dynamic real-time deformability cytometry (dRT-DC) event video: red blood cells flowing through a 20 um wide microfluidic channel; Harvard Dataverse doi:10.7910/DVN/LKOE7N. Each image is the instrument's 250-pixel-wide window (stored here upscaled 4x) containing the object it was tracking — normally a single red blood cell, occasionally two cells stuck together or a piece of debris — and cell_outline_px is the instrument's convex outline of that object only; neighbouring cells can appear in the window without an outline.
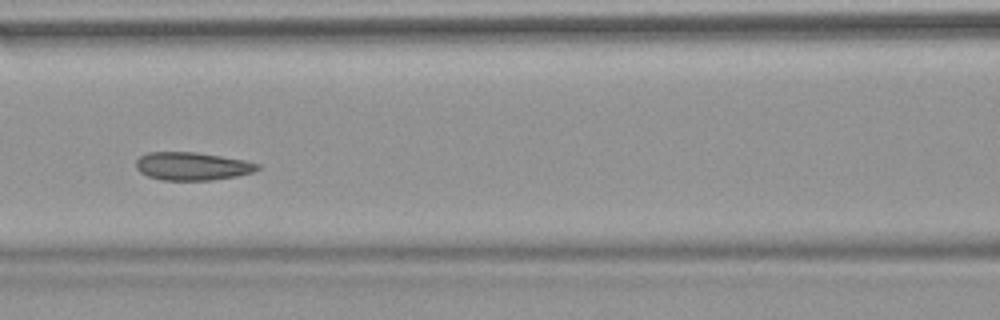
{"species": "common noctule bat (a hibernating species)", "species_latin": "Nyctalus noctula", "temperature_condition": "warm", "stored_images_in_passage": 54, "camera_frame_rate_fps": 3000, "um_per_image_px": 0.085, "animal": {"sex": "female", "body_mass_g": 18.4}, "frame": {"image": 1, "passage_image": 24, "time_ms": 7.667, "image_size_px": [1000, 320], "cell_outline_px": [[260, 168], [252, 172], [236, 176], [212, 180], [160, 180], [148, 176], [140, 172], [136, 168], [136, 160], [140, 156], [148, 152], [196, 152], [244, 160], [260, 164]], "centroid_in_image_um": [16.31, 14.13], "position_along_channel_um": 150.3, "area_um2": 19.83}}
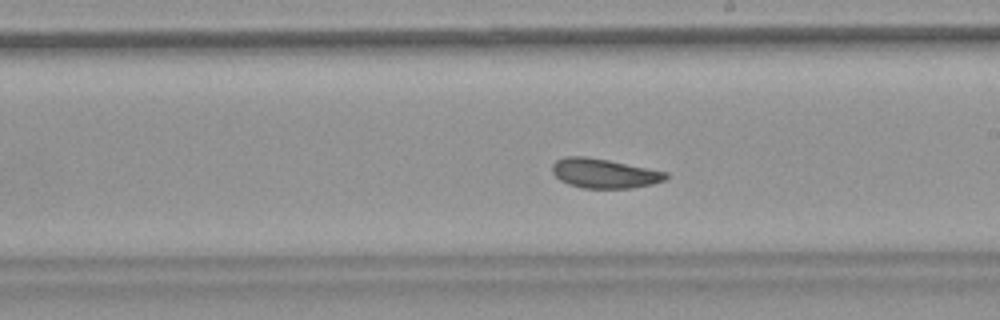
{"frame": {"image": 2, "passage_image": 31, "time_ms": 10.0, "image_size_px": [1000, 320], "cell_outline_px": [[668, 176], [664, 180], [652, 184], [632, 188], [584, 188], [568, 184], [560, 180], [552, 172], [552, 164], [556, 160], [564, 156], [584, 156], [608, 160], [668, 172]], "centroid_in_image_um": [51.34, 14.73], "position_along_channel_um": 237.7, "area_um2": 19.48}, "authors_computed_cell_mechanics": {"area_um2": 20.4323, "velocity_mm_per_s": 3.771, "shape_relaxation_time_tau1_ms": 5.2316, "shape_relaxation_time_tau2_ms": 1.8571, "deformation_change_tau1": 0.0719, "deformation_change_tau2": 0.0621}}